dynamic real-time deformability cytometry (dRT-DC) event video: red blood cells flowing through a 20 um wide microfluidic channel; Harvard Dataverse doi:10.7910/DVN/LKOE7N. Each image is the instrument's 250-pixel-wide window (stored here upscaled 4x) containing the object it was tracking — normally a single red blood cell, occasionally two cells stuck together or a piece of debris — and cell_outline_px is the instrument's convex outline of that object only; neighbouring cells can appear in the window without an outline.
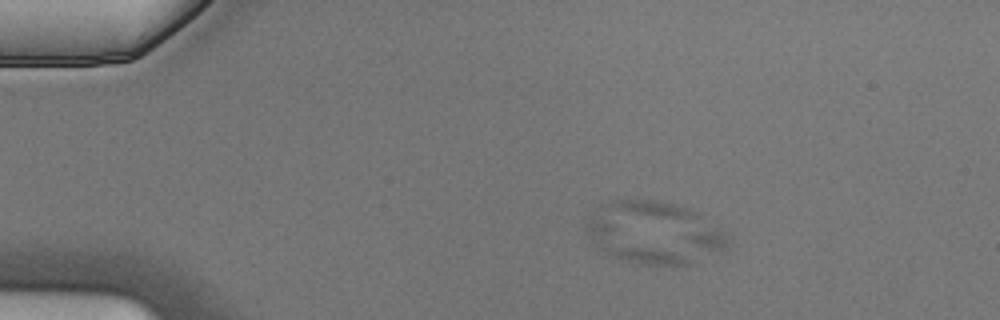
{"species": "Egyptian fruit bat (a non-hibernating species)", "species_latin": "Rousettus aegyptiacus", "temperature_condition": "cold", "stored_images_in_passage": 5, "segment_of_instrument_passage": [1, 2], "camera_frame_rate_fps": 3000, "um_per_image_px": 0.085, "animal": {"sex": "male"}, "frame": {"image": 1, "passage_image": 3, "time_ms": 0.667, "image_size_px": [1000, 320], "cell_outline_px": [[732, 240], [724, 248], [692, 264], [644, 264], [628, 260], [616, 256], [608, 252], [596, 244], [584, 232], [584, 220], [588, 216], [604, 216], [724, 232], [732, 236]], "centroid_in_image_um": [55.57, 20.45], "position_along_channel_um": 29.4, "area_um2": 35.32}}